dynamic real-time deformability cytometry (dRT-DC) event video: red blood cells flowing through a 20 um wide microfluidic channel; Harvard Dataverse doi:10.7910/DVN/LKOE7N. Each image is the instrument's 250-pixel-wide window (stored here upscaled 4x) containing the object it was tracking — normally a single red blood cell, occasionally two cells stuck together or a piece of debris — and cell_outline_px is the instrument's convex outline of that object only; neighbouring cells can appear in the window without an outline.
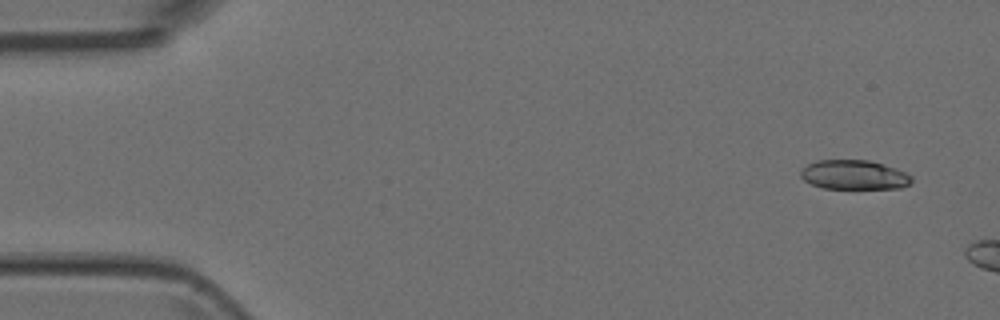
{"species": "Egyptian fruit bat (a non-hibernating species)", "species_latin": "Rousettus aegyptiacus", "temperature_condition": "room temperature", "stored_images_in_passage": 3, "camera_frame_rate_fps": 3000, "um_per_image_px": 0.085, "animal": {"sex": "female"}, "frame": {"image": 1, "passage_image": 1, "time_ms": 0.0, "image_size_px": [1000, 320], "cell_outline_px": [[912, 180], [908, 184], [900, 188], [824, 188], [812, 184], [804, 180], [800, 176], [800, 168], [816, 160], [868, 160], [896, 168], [912, 176]], "centroid_in_image_um": [72.56, 14.85], "position_along_channel_um": 12.4, "area_um2": 18.9}}